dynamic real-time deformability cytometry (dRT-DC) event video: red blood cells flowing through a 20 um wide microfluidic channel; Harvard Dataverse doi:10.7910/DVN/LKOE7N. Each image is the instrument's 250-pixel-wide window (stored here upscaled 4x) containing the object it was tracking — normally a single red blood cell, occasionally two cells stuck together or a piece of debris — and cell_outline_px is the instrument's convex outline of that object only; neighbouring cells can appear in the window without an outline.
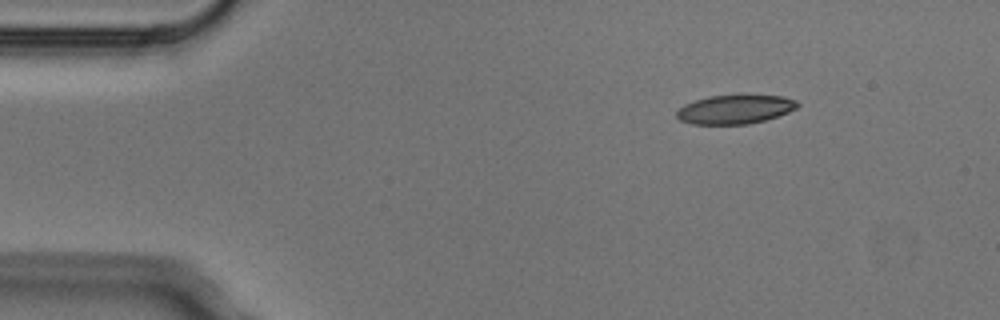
{"species": "Egyptian fruit bat (a non-hibernating species)", "species_latin": "Rousettus aegyptiacus", "temperature_condition": "cold", "stored_images_in_passage": 6, "camera_frame_rate_fps": 3000, "um_per_image_px": 0.085, "animal": {"sex": "male"}, "frame": {"image": 1, "passage_image": 2, "time_ms": 0.333, "image_size_px": [1000, 320], "cell_outline_px": [[800, 104], [796, 108], [788, 112], [764, 120], [748, 124], [692, 124], [680, 120], [676, 116], [676, 112], [684, 104], [708, 96], [784, 96], [796, 100]], "centroid_in_image_um": [62.46, 9.3], "position_along_channel_um": 22.5, "area_um2": 20.06}}
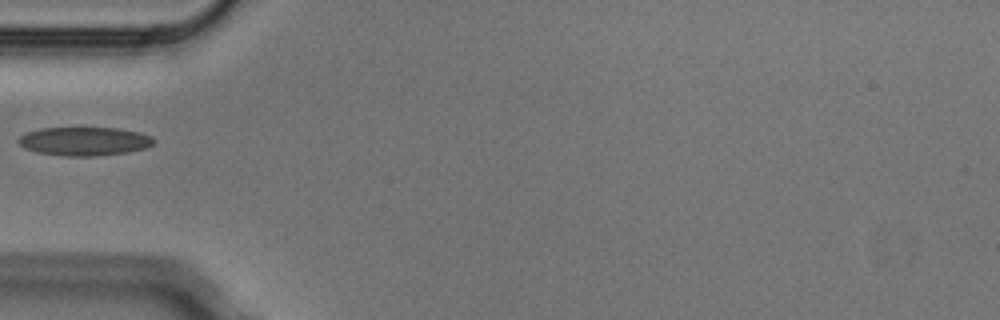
{"frame": {"image": 2, "passage_image": 5, "time_ms": 1.333, "image_size_px": [1000, 320], "cell_outline_px": [[156, 140], [148, 148], [128, 152], [92, 156], [64, 156], [36, 152], [24, 148], [16, 140], [20, 136], [28, 132], [40, 128], [120, 128], [140, 132], [152, 136]], "centroid_in_image_um": [7.2, 12.01], "position_along_channel_um": 77.8, "area_um2": 22.72}}
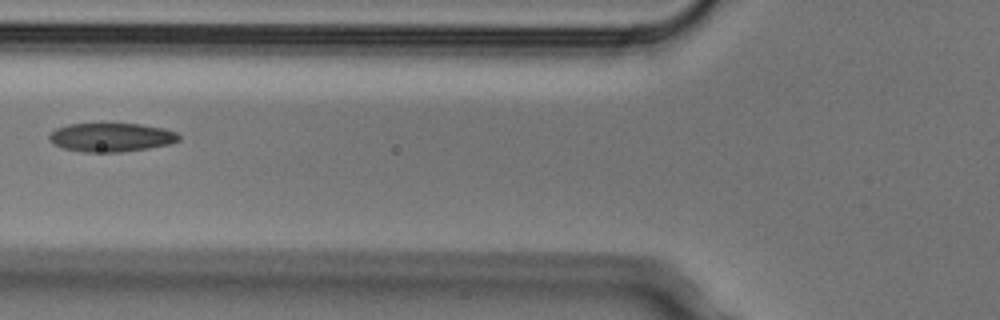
{"frame": {"image": 3, "passage_image": 6, "time_ms": 1.667, "image_size_px": [1000, 320], "cell_outline_px": [[180, 140], [168, 144], [148, 148], [120, 152], [84, 152], [64, 148], [52, 144], [48, 140], [48, 136], [56, 128], [68, 124], [140, 124], [164, 128], [176, 132], [180, 136]], "centroid_in_image_um": [9.43, 11.67], "position_along_channel_um": 116.4, "area_um2": 21.68}}